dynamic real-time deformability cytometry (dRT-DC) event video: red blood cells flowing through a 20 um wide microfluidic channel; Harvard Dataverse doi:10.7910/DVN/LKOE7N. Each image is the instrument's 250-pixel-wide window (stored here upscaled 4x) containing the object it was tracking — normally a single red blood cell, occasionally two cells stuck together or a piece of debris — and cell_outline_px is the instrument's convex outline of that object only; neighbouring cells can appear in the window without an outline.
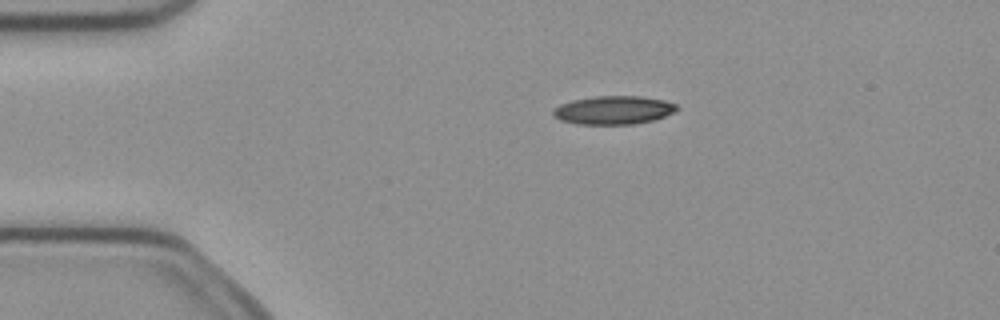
{"species": "common noctule bat (a hibernating species)", "species_latin": "Nyctalus noctula", "temperature_condition": "cold", "stored_images_in_passage": 4, "camera_frame_rate_fps": 3000, "um_per_image_px": 0.085, "animal": {"sex": "female", "body_mass_g": 21.9}, "frame": {"image": 1, "passage_image": 3, "time_ms": 0.667, "image_size_px": [1000, 320], "cell_outline_px": [[680, 108], [676, 112], [652, 120], [632, 124], [576, 124], [560, 120], [552, 116], [552, 112], [560, 104], [572, 100], [596, 96], [640, 96], [664, 100], [676, 104]], "centroid_in_image_um": [52.15, 9.36], "position_along_channel_um": 32.8, "area_um2": 20.52}}